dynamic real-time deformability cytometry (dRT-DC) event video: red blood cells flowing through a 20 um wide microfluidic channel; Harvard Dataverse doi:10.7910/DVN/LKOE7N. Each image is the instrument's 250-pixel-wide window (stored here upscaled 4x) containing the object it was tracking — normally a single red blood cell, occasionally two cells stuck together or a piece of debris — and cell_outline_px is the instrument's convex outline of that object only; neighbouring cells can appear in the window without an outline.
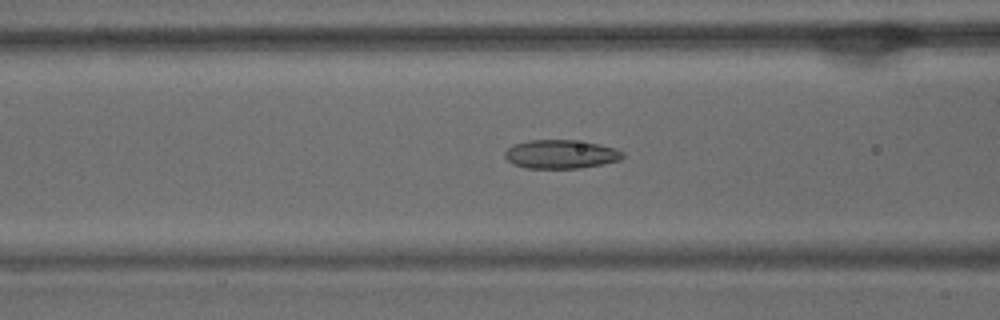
{"species": "common noctule bat (a hibernating species)", "species_latin": "Nyctalus noctula", "temperature_condition": "warm", "stored_images_in_passage": 38, "camera_frame_rate_fps": 3000, "um_per_image_px": 0.085, "animal": {"sex": "male", "body_mass_g": 15.6}, "frame": {"image": 1, "passage_image": 16, "time_ms": 5.0, "image_size_px": [1000, 320], "cell_outline_px": [[624, 156], [620, 160], [580, 168], [528, 168], [512, 164], [504, 156], [504, 152], [512, 144], [528, 140], [572, 140], [600, 144], [616, 148], [624, 152]], "centroid_in_image_um": [47.65, 13.1], "position_along_channel_um": 118.9, "area_um2": 19.77}}
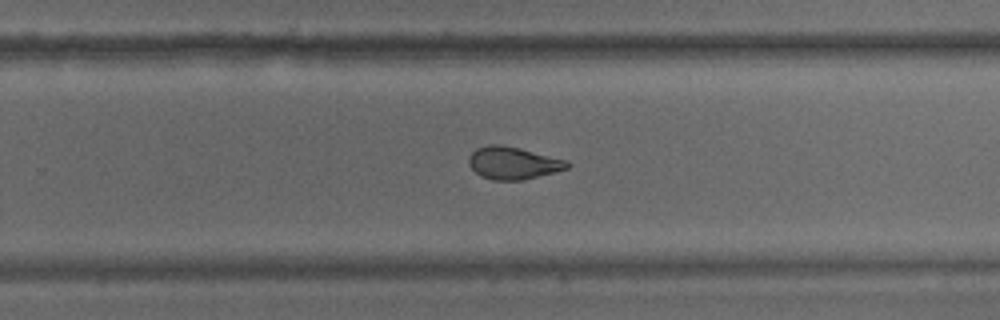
{"frame": {"image": 2, "passage_image": 29, "time_ms": 9.333, "image_size_px": [1000, 320], "cell_outline_px": [[572, 164], [568, 168], [524, 180], [492, 180], [480, 176], [468, 164], [468, 156], [476, 148], [488, 144], [500, 144], [520, 148], [568, 160]], "centroid_in_image_um": [43.61, 13.85], "position_along_channel_um": 286.2, "area_um2": 18.79}}
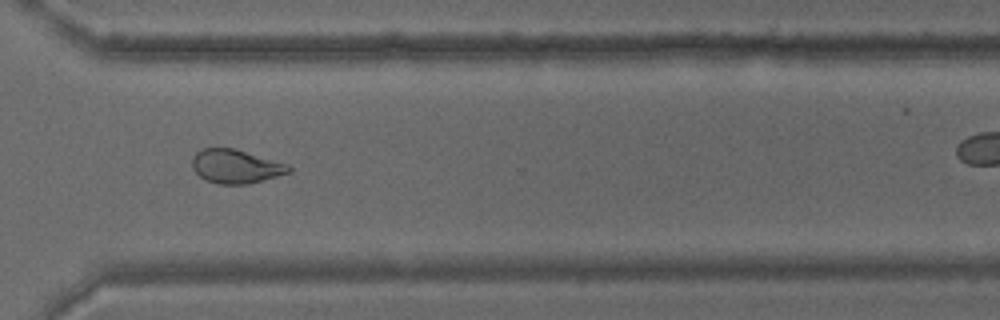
{"frame": {"image": 3, "passage_image": 34, "time_ms": 11.0, "image_size_px": [1000, 320], "cell_outline_px": [[292, 172], [248, 184], [220, 184], [208, 180], [200, 176], [192, 168], [192, 156], [196, 152], [204, 148], [236, 148], [288, 164], [292, 168]], "centroid_in_image_um": [20.06, 14.13], "position_along_channel_um": 350.5, "area_um2": 19.07}}